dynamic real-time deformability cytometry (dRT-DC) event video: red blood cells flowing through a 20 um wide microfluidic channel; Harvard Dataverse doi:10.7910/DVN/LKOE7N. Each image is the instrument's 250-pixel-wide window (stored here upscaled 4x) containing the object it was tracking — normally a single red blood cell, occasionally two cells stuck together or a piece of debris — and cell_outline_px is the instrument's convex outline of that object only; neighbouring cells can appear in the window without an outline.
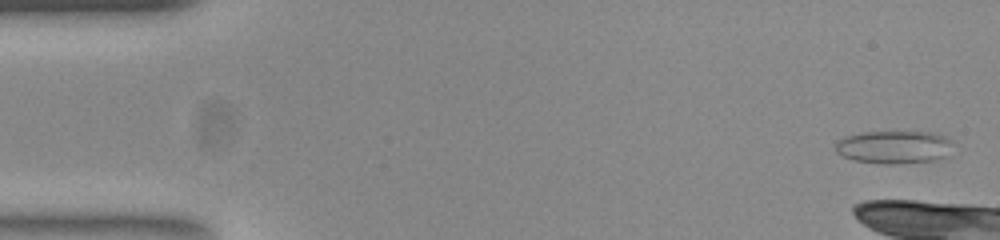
{"species": "common noctule bat (a hibernating species)", "species_latin": "Nyctalus noctula", "temperature_condition": "room temperature", "stored_images_in_passage": 9, "camera_frame_rate_fps": 3000, "um_per_image_px": 0.085, "animal": {"sex": "female", "body_mass_g": 23.0, "forearm_length_mm": 53.4}, "frame": {"image": 1, "passage_image": 2, "time_ms": 0.333, "image_size_px": [1000, 240], "cell_outline_px": [[952, 144], [948, 156], [936, 160], [896, 164], [880, 164], [852, 160], [840, 156], [836, 152], [836, 140], [844, 136], [864, 132], [932, 132], [944, 136], [952, 140]], "centroid_in_image_um": [75.97, 12.51], "position_along_channel_um": 9.0, "area_um2": 22.95}}